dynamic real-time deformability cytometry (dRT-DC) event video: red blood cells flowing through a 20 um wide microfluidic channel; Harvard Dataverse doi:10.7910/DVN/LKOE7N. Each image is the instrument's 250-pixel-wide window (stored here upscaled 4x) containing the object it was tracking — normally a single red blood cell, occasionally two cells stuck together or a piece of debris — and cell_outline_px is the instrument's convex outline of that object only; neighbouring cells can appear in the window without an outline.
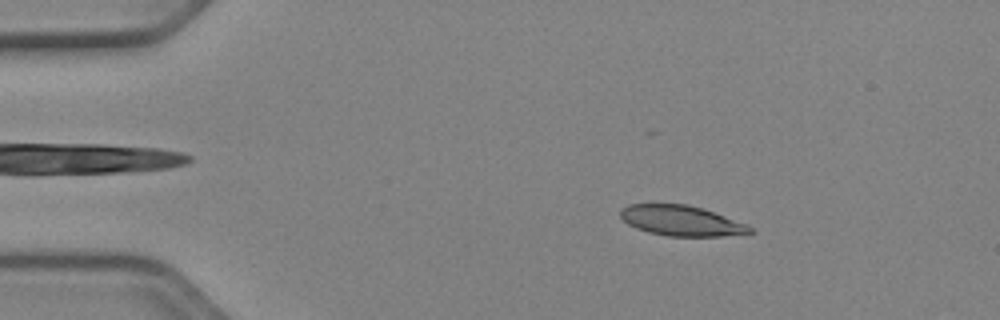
{"species": "Egyptian fruit bat (a non-hibernating species)", "species_latin": "Rousettus aegyptiacus", "temperature_condition": "cold", "stored_images_in_passage": 48, "camera_frame_rate_fps": 3000, "um_per_image_px": 0.085, "animal": {"sex": "female"}, "frame": {"image": 1, "passage_image": 5, "time_ms": 1.333, "image_size_px": [1000, 320], "cell_outline_px": [[756, 232], [720, 236], [668, 236], [648, 232], [636, 228], [628, 224], [620, 216], [620, 208], [628, 204], [688, 204], [704, 208], [748, 224]], "centroid_in_image_um": [57.92, 18.75], "position_along_channel_um": 27.1, "area_um2": 23.06}}
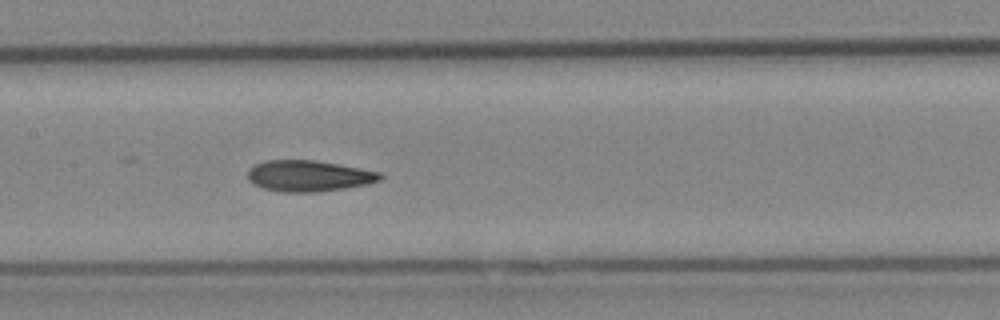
{"frame": {"image": 2, "passage_image": 22, "time_ms": 7.0, "image_size_px": [1000, 320], "cell_outline_px": [[384, 176], [380, 180], [368, 184], [344, 188], [316, 192], [284, 192], [264, 188], [252, 184], [248, 180], [248, 168], [252, 164], [264, 160], [316, 160], [360, 168], [380, 172]], "centroid_in_image_um": [26.2, 14.94], "position_along_channel_um": 181.2, "area_um2": 24.16}}
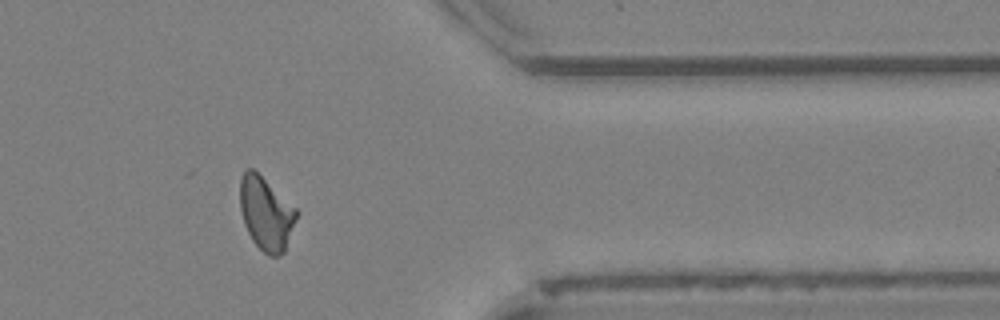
{"frame": {"image": 3, "passage_image": 39, "time_ms": 12.667, "image_size_px": [1000, 320], "cell_outline_px": [[300, 212], [284, 252], [280, 256], [268, 256], [252, 240], [244, 224], [240, 208], [240, 180], [244, 172], [248, 168], [252, 168], [296, 208]], "centroid_in_image_um": [22.63, 18.18], "position_along_channel_um": 388.8, "area_um2": 23.99}, "authors_computed_cell_mechanics": {"area_um2": 23.8425, "velocity_mm_per_s": 3.94, "shape_relaxation_time_tau1_ms": null, "shape_relaxation_time_tau2_ms": 3.0829, "deformation_change_tau1": null, "deformation_change_tau2": 0.1024}}